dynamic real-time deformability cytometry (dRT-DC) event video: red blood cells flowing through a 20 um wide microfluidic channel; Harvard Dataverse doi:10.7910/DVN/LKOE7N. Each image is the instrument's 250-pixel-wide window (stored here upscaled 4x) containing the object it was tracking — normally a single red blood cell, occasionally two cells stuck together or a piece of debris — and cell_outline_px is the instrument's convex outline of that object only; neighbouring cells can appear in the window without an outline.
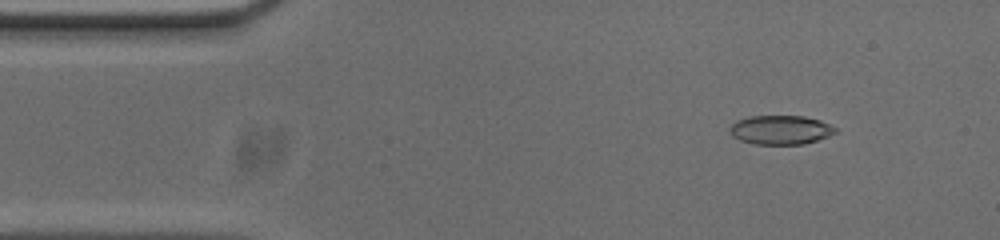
{"species": "common noctule bat (a hibernating species)", "species_latin": "Nyctalus noctula", "temperature_condition": "cold", "stored_images_in_passage": 54, "camera_frame_rate_fps": 3000, "um_per_image_px": 0.085, "animal": {"sex": "male", "body_mass_g": 20.0, "forearm_length_mm": 53.3}, "frame": {"image": 1, "passage_image": 6, "time_ms": 1.667, "image_size_px": [1000, 240], "cell_outline_px": [[836, 132], [828, 136], [804, 144], [756, 144], [740, 140], [732, 136], [728, 132], [728, 128], [736, 120], [748, 116], [804, 116], [820, 120], [836, 128]], "centroid_in_image_um": [66.3, 11.03], "position_along_channel_um": 18.7, "area_um2": 17.92}}
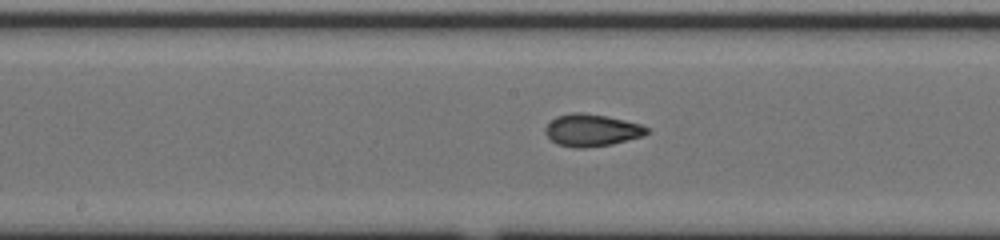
{"frame": {"image": 2, "passage_image": 26, "time_ms": 8.333, "image_size_px": [1000, 240], "cell_outline_px": [[648, 132], [644, 136], [612, 144], [584, 148], [576, 148], [556, 144], [544, 132], [544, 128], [556, 116], [572, 112], [584, 112], [608, 116], [640, 124], [648, 128]], "centroid_in_image_um": [50.28, 11.06], "position_along_channel_um": 197.9, "area_um2": 19.13}}
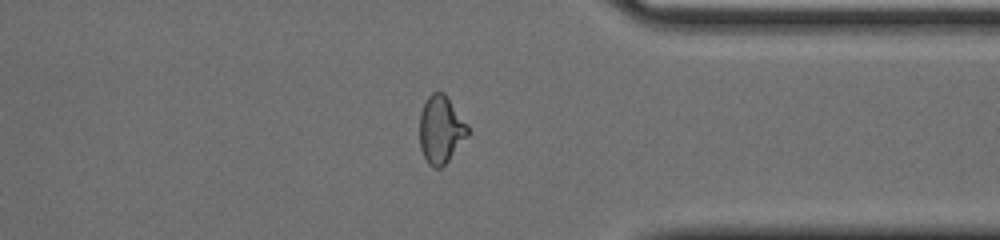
{"frame": {"image": 3, "passage_image": 41, "time_ms": 13.333, "image_size_px": [1000, 240], "cell_outline_px": [[468, 136], [448, 160], [440, 168], [432, 168], [428, 164], [420, 148], [420, 112], [428, 96], [432, 92], [444, 92], [468, 124]], "centroid_in_image_um": [37.47, 11.01], "position_along_channel_um": 373.9, "area_um2": 18.96}, "authors_computed_cell_mechanics": {"area_um2": 18.9006, "velocity_mm_per_s": 3.7167, "shape_relaxation_time_tau1_ms": 7.226, "shape_relaxation_time_tau2_ms": 1.908, "deformation_change_tau1": 0.1753, "deformation_change_tau2": 0.0707}}